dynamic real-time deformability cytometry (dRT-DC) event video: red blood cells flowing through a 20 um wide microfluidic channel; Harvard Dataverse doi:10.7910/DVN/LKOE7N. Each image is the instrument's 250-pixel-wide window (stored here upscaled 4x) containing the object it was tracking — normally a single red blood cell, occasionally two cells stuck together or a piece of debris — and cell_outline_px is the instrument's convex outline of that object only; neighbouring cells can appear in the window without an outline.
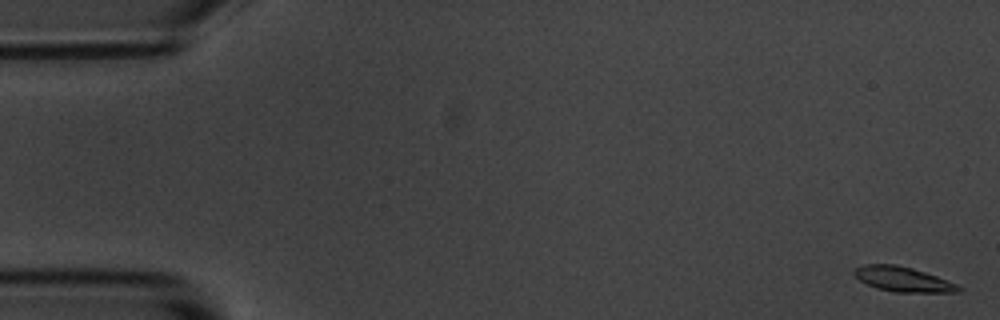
{"species": "common noctule bat (a hibernating species)", "species_latin": "Nyctalus noctula", "temperature_condition": "room temperature", "stored_images_in_passage": 24, "camera_frame_rate_fps": 3000, "um_per_image_px": 0.085, "animal": {"sex": "male", "body_mass_g": 20.1, "forearm_length_mm": 53.5}, "frame": {"image": 1, "passage_image": 1, "time_ms": 0.0, "image_size_px": [1000, 320], "cell_outline_px": [[964, 288], [960, 292], [896, 292], [876, 288], [860, 280], [852, 272], [856, 268], [864, 264], [896, 264], [912, 268], [936, 276], [956, 284]], "centroid_in_image_um": [76.76, 23.73], "position_along_channel_um": 8.2, "area_um2": 14.97}}
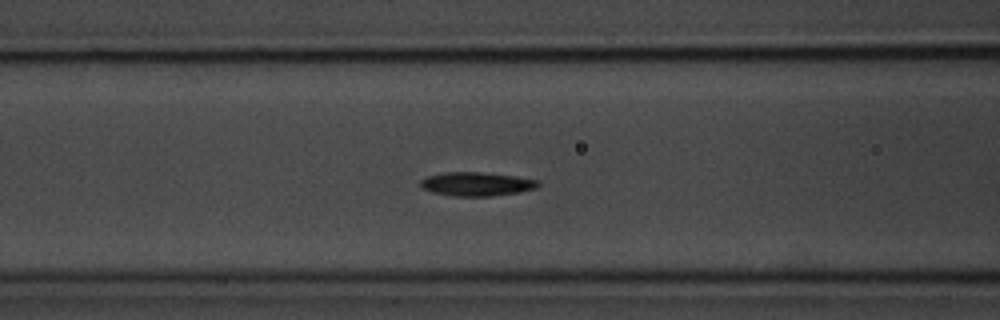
{"frame": {"image": 2, "passage_image": 22, "time_ms": 7.0, "image_size_px": [1000, 320], "cell_outline_px": [[540, 184], [536, 188], [520, 192], [492, 196], [456, 196], [432, 192], [420, 188], [420, 180], [428, 176], [444, 172], [480, 172], [516, 176], [540, 180]], "centroid_in_image_um": [40.52, 15.64], "position_along_channel_um": 126.1, "area_um2": 16.42}}